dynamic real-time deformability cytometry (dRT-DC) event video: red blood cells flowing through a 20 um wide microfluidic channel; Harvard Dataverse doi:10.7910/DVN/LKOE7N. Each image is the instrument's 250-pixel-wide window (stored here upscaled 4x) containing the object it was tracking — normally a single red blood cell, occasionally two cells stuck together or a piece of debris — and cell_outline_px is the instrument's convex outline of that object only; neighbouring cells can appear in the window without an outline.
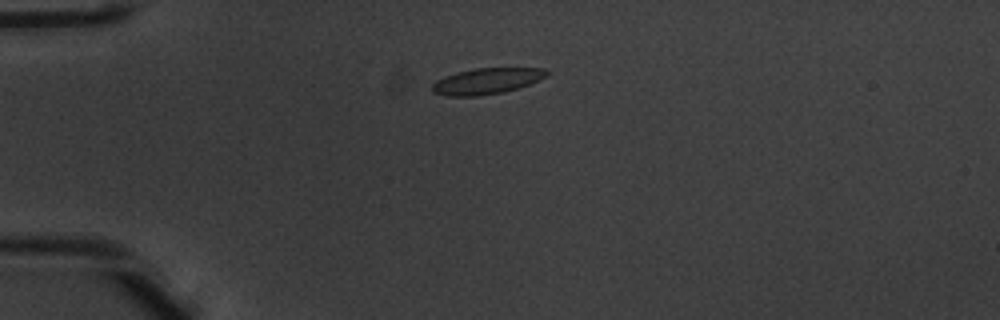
{"species": "common noctule bat (a hibernating species)", "species_latin": "Nyctalus noctula", "temperature_condition": "warm", "stored_images_in_passage": 45, "camera_frame_rate_fps": 3000, "um_per_image_px": 0.085, "animal": {"sex": "male", "body_mass_g": 20.1, "forearm_length_mm": 53.5}, "frame": {"image": 1, "passage_image": 7, "time_ms": 2.0, "image_size_px": [1000, 320], "cell_outline_px": [[548, 76], [528, 84], [504, 92], [476, 96], [448, 96], [432, 92], [432, 84], [436, 80], [444, 76], [456, 72], [476, 68], [544, 68], [548, 72]], "centroid_in_image_um": [41.34, 6.89], "position_along_channel_um": 43.7, "area_um2": 17.28}}
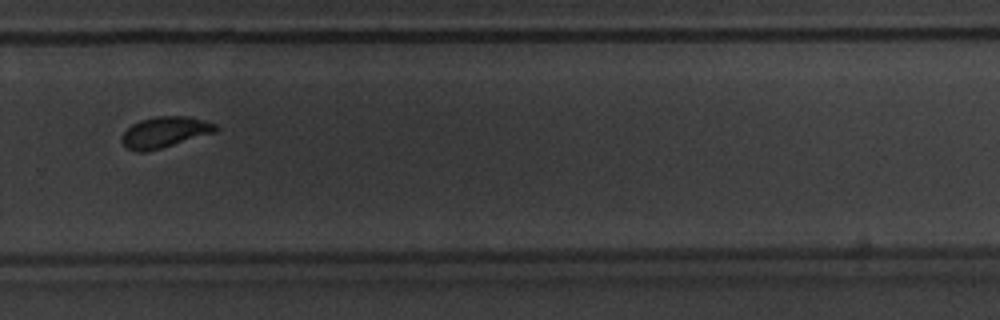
{"frame": {"image": 2, "passage_image": 30, "time_ms": 9.667, "image_size_px": [1000, 320], "cell_outline_px": [[220, 128], [216, 132], [160, 148], [144, 152], [136, 152], [128, 148], [120, 140], [120, 136], [132, 124], [140, 120], [156, 116], [188, 116], [204, 120], [216, 124]], "centroid_in_image_um": [14.01, 11.22], "position_along_channel_um": 315.8, "area_um2": 16.88}}
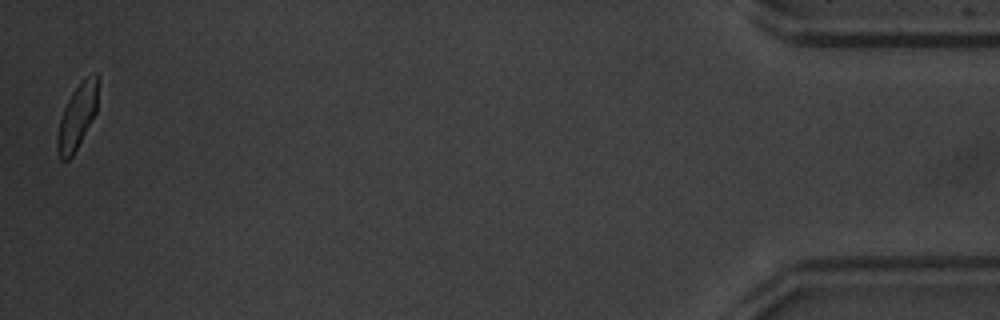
{"frame": {"image": 3, "passage_image": 45, "time_ms": 14.667, "image_size_px": [1000, 320], "cell_outline_px": [[100, 76], [96, 112], [72, 156], [68, 160], [60, 160], [56, 148], [56, 136], [60, 120], [64, 108], [72, 92], [84, 80], [96, 72]], "centroid_in_image_um": [6.57, 9.9], "position_along_channel_um": 428.6, "area_um2": 15.26}, "authors_computed_cell_mechanics": {"area_um2": 16.8776, "velocity_mm_per_s": 3.9276, "shape_relaxation_time_tau1_ms": 2.8265, "shape_relaxation_time_tau2_ms": 0.9065, "deformation_change_tau1": 0.119, "deformation_change_tau2": 0.0652}}